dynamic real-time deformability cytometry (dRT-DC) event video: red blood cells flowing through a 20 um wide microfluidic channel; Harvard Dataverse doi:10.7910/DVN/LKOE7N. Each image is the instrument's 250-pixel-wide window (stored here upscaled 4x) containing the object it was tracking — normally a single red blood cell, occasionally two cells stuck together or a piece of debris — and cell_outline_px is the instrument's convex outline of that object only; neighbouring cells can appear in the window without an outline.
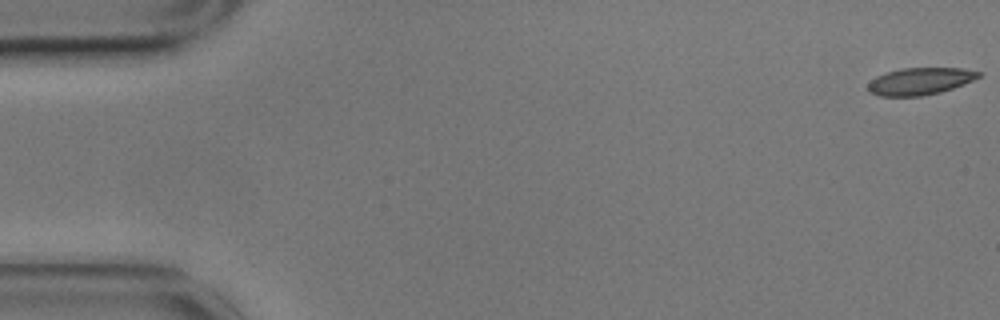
{"species": "common noctule bat (a hibernating species)", "species_latin": "Nyctalus noctula", "temperature_condition": "cold", "stored_images_in_passage": 57, "camera_frame_rate_fps": 3000, "um_per_image_px": 0.085, "animal": {"sex": "male", "body_mass_g": 17.9}, "frame": {"image": 1, "passage_image": 1, "time_ms": 0.0, "image_size_px": [1000, 320], "cell_outline_px": [[980, 76], [964, 84], [940, 92], [920, 96], [880, 96], [868, 92], [868, 84], [876, 76], [888, 72], [904, 68], [964, 68], [980, 72]], "centroid_in_image_um": [78.19, 6.91], "position_along_channel_um": 6.8, "area_um2": 17.28}}
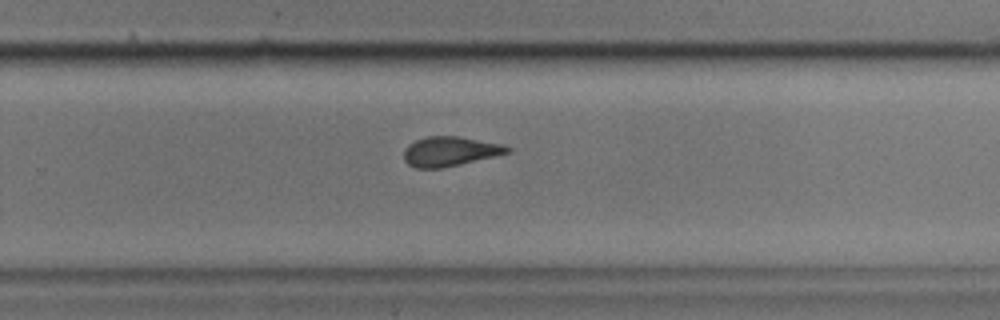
{"frame": {"image": 2, "passage_image": 37, "time_ms": 12.0, "image_size_px": [1000, 320], "cell_outline_px": [[512, 152], [496, 156], [460, 164], [440, 168], [416, 168], [408, 164], [404, 160], [404, 148], [408, 144], [416, 140], [428, 136], [456, 136], [500, 144], [512, 148]], "centroid_in_image_um": [38.23, 12.87], "position_along_channel_um": 291.6, "area_um2": 17.74}}
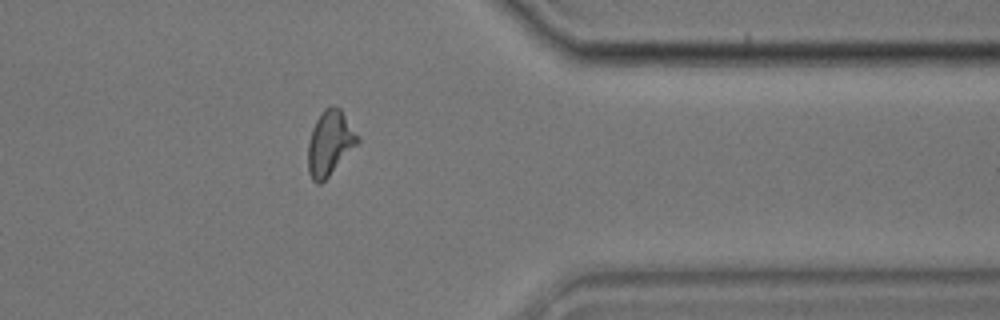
{"frame": {"image": 3, "passage_image": 46, "time_ms": 15.0, "image_size_px": [1000, 320], "cell_outline_px": [[360, 140], [328, 176], [320, 184], [316, 184], [312, 180], [308, 172], [308, 144], [312, 128], [316, 120], [324, 108], [332, 104], [340, 108]], "centroid_in_image_um": [28.0, 12.15], "position_along_channel_um": 383.4, "area_um2": 18.32}, "authors_computed_cell_mechanics": {"area_um2": 18.3226, "velocity_mm_per_s": 3.4915, "shape_relaxation_time_tau1_ms": null, "shape_relaxation_time_tau2_ms": 2.2762, "deformation_change_tau1": null, "deformation_change_tau2": 0.0941}}